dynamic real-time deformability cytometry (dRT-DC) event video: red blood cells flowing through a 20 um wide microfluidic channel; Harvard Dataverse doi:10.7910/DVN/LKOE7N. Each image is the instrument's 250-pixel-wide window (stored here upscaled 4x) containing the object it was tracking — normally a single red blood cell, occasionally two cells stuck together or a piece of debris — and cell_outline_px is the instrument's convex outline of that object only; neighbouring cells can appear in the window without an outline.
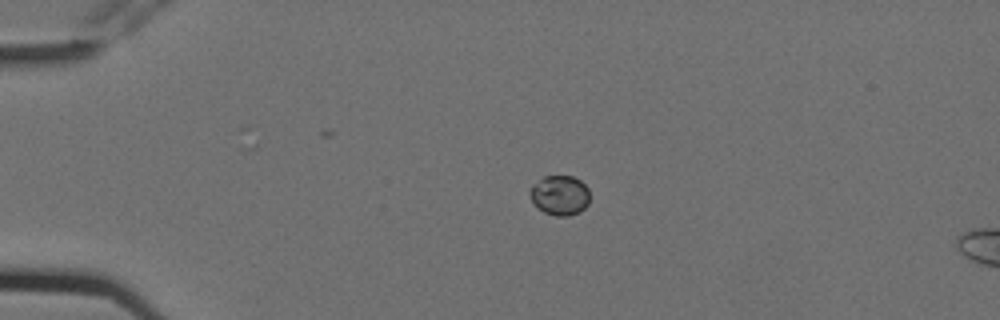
{"species": "Egyptian fruit bat (a non-hibernating species)", "species_latin": "Rousettus aegyptiacus", "temperature_condition": "cold", "stored_images_in_passage": 8, "camera_frame_rate_fps": 3000, "um_per_image_px": 0.085, "animal": {"sex": "female"}, "frame": {"image": 1, "passage_image": 4, "time_ms": 1.0, "image_size_px": [1000, 320], "cell_outline_px": [[588, 204], [580, 212], [568, 216], [556, 216], [544, 212], [532, 200], [528, 192], [532, 184], [544, 176], [572, 176], [580, 180], [588, 188]], "centroid_in_image_um": [47.58, 16.59], "position_along_channel_um": 37.4, "area_um2": 13.81}}
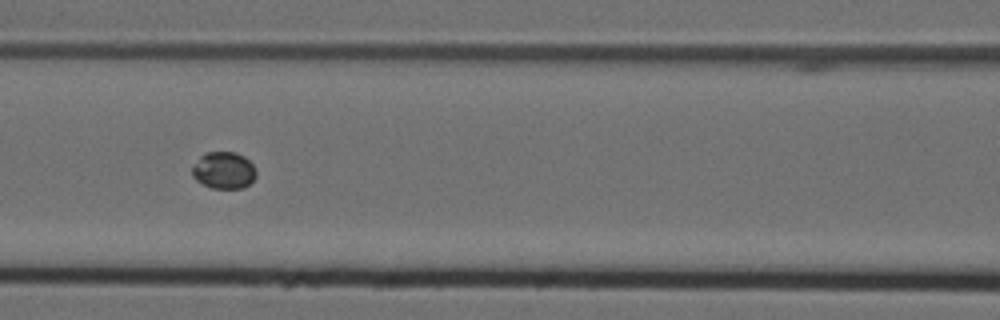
{"frame": {"image": 2, "passage_image": 7, "time_ms": 2.0, "image_size_px": [1000, 320], "cell_outline_px": [[256, 176], [244, 188], [212, 188], [196, 180], [192, 176], [192, 168], [200, 156], [208, 152], [236, 152], [244, 156], [256, 168]], "centroid_in_image_um": [19.03, 14.47], "position_along_channel_um": 147.6, "area_um2": 13.7}}
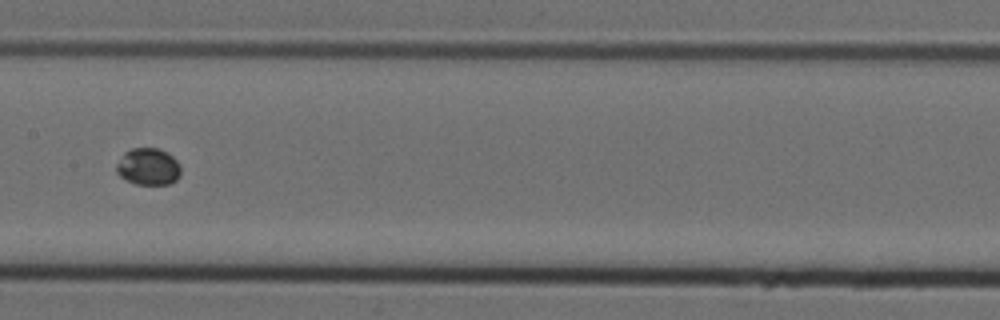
{"frame": {"image": 3, "passage_image": 8, "time_ms": 2.333, "image_size_px": [1000, 320], "cell_outline_px": [[180, 176], [176, 180], [168, 184], [136, 184], [120, 176], [116, 172], [116, 164], [124, 152], [132, 148], [160, 148], [172, 156], [180, 164]], "centroid_in_image_um": [12.6, 14.15], "position_along_channel_um": 194.8, "area_um2": 13.87}}